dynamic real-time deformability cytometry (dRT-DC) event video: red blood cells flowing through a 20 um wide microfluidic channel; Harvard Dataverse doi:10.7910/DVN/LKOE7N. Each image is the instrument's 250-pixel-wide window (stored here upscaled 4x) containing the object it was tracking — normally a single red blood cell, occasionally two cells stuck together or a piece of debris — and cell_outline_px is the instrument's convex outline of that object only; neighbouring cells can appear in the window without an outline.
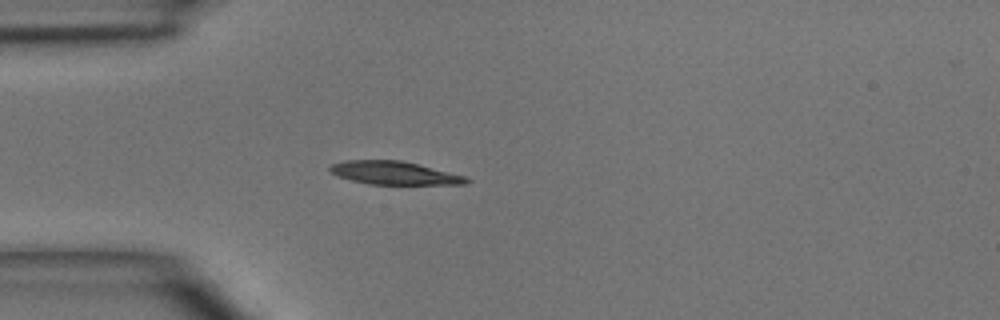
{"species": "common noctule bat (a hibernating species)", "species_latin": "Nyctalus noctula", "temperature_condition": "room temperature", "stored_images_in_passage": 1, "camera_frame_rate_fps": 3000, "um_per_image_px": 0.085, "animal": {"sex": "male", "body_mass_g": 15.6}, "frame": {"image": 1, "passage_image": 1, "time_ms": 0.0, "image_size_px": [1000, 320], "cell_outline_px": [[472, 180], [468, 184], [368, 184], [336, 176], [328, 168], [332, 164], [344, 160], [400, 160], [464, 176]], "centroid_in_image_um": [33.47, 14.7], "position_along_channel_um": 51.5, "area_um2": 18.21}}